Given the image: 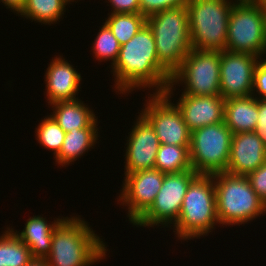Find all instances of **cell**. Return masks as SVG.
I'll use <instances>...</instances> for the list:
<instances>
[{
  "label": "cell",
  "instance_id": "obj_9",
  "mask_svg": "<svg viewBox=\"0 0 266 266\" xmlns=\"http://www.w3.org/2000/svg\"><path fill=\"white\" fill-rule=\"evenodd\" d=\"M226 51L266 53L262 7L255 1H236L232 7L227 32Z\"/></svg>",
  "mask_w": 266,
  "mask_h": 266
},
{
  "label": "cell",
  "instance_id": "obj_32",
  "mask_svg": "<svg viewBox=\"0 0 266 266\" xmlns=\"http://www.w3.org/2000/svg\"><path fill=\"white\" fill-rule=\"evenodd\" d=\"M254 132L266 146V100H258V120Z\"/></svg>",
  "mask_w": 266,
  "mask_h": 266
},
{
  "label": "cell",
  "instance_id": "obj_16",
  "mask_svg": "<svg viewBox=\"0 0 266 266\" xmlns=\"http://www.w3.org/2000/svg\"><path fill=\"white\" fill-rule=\"evenodd\" d=\"M265 162L266 146L254 131L233 134L227 173L247 176Z\"/></svg>",
  "mask_w": 266,
  "mask_h": 266
},
{
  "label": "cell",
  "instance_id": "obj_14",
  "mask_svg": "<svg viewBox=\"0 0 266 266\" xmlns=\"http://www.w3.org/2000/svg\"><path fill=\"white\" fill-rule=\"evenodd\" d=\"M133 124L125 144L124 173L153 169L161 145L154 128L141 114Z\"/></svg>",
  "mask_w": 266,
  "mask_h": 266
},
{
  "label": "cell",
  "instance_id": "obj_23",
  "mask_svg": "<svg viewBox=\"0 0 266 266\" xmlns=\"http://www.w3.org/2000/svg\"><path fill=\"white\" fill-rule=\"evenodd\" d=\"M0 236V266H27L30 249L7 226Z\"/></svg>",
  "mask_w": 266,
  "mask_h": 266
},
{
  "label": "cell",
  "instance_id": "obj_33",
  "mask_svg": "<svg viewBox=\"0 0 266 266\" xmlns=\"http://www.w3.org/2000/svg\"><path fill=\"white\" fill-rule=\"evenodd\" d=\"M6 6V9H10L12 12L19 14L25 6L26 0H0Z\"/></svg>",
  "mask_w": 266,
  "mask_h": 266
},
{
  "label": "cell",
  "instance_id": "obj_38",
  "mask_svg": "<svg viewBox=\"0 0 266 266\" xmlns=\"http://www.w3.org/2000/svg\"><path fill=\"white\" fill-rule=\"evenodd\" d=\"M235 1H237V0H235ZM238 1H255V0H238Z\"/></svg>",
  "mask_w": 266,
  "mask_h": 266
},
{
  "label": "cell",
  "instance_id": "obj_18",
  "mask_svg": "<svg viewBox=\"0 0 266 266\" xmlns=\"http://www.w3.org/2000/svg\"><path fill=\"white\" fill-rule=\"evenodd\" d=\"M64 218L59 216L47 223L46 218L41 215H33L27 219L21 232L8 228L30 249L33 258L45 259L51 250L53 230Z\"/></svg>",
  "mask_w": 266,
  "mask_h": 266
},
{
  "label": "cell",
  "instance_id": "obj_11",
  "mask_svg": "<svg viewBox=\"0 0 266 266\" xmlns=\"http://www.w3.org/2000/svg\"><path fill=\"white\" fill-rule=\"evenodd\" d=\"M199 174L194 170L164 174V181L151 207L133 224L137 227L170 228L179 217L190 183ZM160 224V225H159ZM164 225V226H163Z\"/></svg>",
  "mask_w": 266,
  "mask_h": 266
},
{
  "label": "cell",
  "instance_id": "obj_30",
  "mask_svg": "<svg viewBox=\"0 0 266 266\" xmlns=\"http://www.w3.org/2000/svg\"><path fill=\"white\" fill-rule=\"evenodd\" d=\"M108 3L112 7L109 13H140L139 0H108Z\"/></svg>",
  "mask_w": 266,
  "mask_h": 266
},
{
  "label": "cell",
  "instance_id": "obj_5",
  "mask_svg": "<svg viewBox=\"0 0 266 266\" xmlns=\"http://www.w3.org/2000/svg\"><path fill=\"white\" fill-rule=\"evenodd\" d=\"M159 62L172 74L192 49L186 6L162 10L146 17Z\"/></svg>",
  "mask_w": 266,
  "mask_h": 266
},
{
  "label": "cell",
  "instance_id": "obj_25",
  "mask_svg": "<svg viewBox=\"0 0 266 266\" xmlns=\"http://www.w3.org/2000/svg\"><path fill=\"white\" fill-rule=\"evenodd\" d=\"M105 23L119 44L123 45L146 24V17L140 13H109Z\"/></svg>",
  "mask_w": 266,
  "mask_h": 266
},
{
  "label": "cell",
  "instance_id": "obj_28",
  "mask_svg": "<svg viewBox=\"0 0 266 266\" xmlns=\"http://www.w3.org/2000/svg\"><path fill=\"white\" fill-rule=\"evenodd\" d=\"M190 0H139L140 14L151 16L162 10L186 6Z\"/></svg>",
  "mask_w": 266,
  "mask_h": 266
},
{
  "label": "cell",
  "instance_id": "obj_35",
  "mask_svg": "<svg viewBox=\"0 0 266 266\" xmlns=\"http://www.w3.org/2000/svg\"><path fill=\"white\" fill-rule=\"evenodd\" d=\"M27 266H48L46 259L33 258Z\"/></svg>",
  "mask_w": 266,
  "mask_h": 266
},
{
  "label": "cell",
  "instance_id": "obj_1",
  "mask_svg": "<svg viewBox=\"0 0 266 266\" xmlns=\"http://www.w3.org/2000/svg\"><path fill=\"white\" fill-rule=\"evenodd\" d=\"M111 69L114 90L122 95L143 88L155 89L152 93H163L172 76L158 60L155 39L147 24L121 45L118 59Z\"/></svg>",
  "mask_w": 266,
  "mask_h": 266
},
{
  "label": "cell",
  "instance_id": "obj_34",
  "mask_svg": "<svg viewBox=\"0 0 266 266\" xmlns=\"http://www.w3.org/2000/svg\"><path fill=\"white\" fill-rule=\"evenodd\" d=\"M266 53H262L261 55L258 56L257 58V66L266 73Z\"/></svg>",
  "mask_w": 266,
  "mask_h": 266
},
{
  "label": "cell",
  "instance_id": "obj_4",
  "mask_svg": "<svg viewBox=\"0 0 266 266\" xmlns=\"http://www.w3.org/2000/svg\"><path fill=\"white\" fill-rule=\"evenodd\" d=\"M216 224L219 220L213 175L199 174L188 187L178 220L171 225L173 232L180 241L200 239L208 236Z\"/></svg>",
  "mask_w": 266,
  "mask_h": 266
},
{
  "label": "cell",
  "instance_id": "obj_6",
  "mask_svg": "<svg viewBox=\"0 0 266 266\" xmlns=\"http://www.w3.org/2000/svg\"><path fill=\"white\" fill-rule=\"evenodd\" d=\"M235 0H190L187 5L192 49L224 51Z\"/></svg>",
  "mask_w": 266,
  "mask_h": 266
},
{
  "label": "cell",
  "instance_id": "obj_8",
  "mask_svg": "<svg viewBox=\"0 0 266 266\" xmlns=\"http://www.w3.org/2000/svg\"><path fill=\"white\" fill-rule=\"evenodd\" d=\"M178 84L183 85L182 94L220 95V51L191 49L172 73L169 86Z\"/></svg>",
  "mask_w": 266,
  "mask_h": 266
},
{
  "label": "cell",
  "instance_id": "obj_24",
  "mask_svg": "<svg viewBox=\"0 0 266 266\" xmlns=\"http://www.w3.org/2000/svg\"><path fill=\"white\" fill-rule=\"evenodd\" d=\"M189 147L161 144L154 168L165 174L193 170L190 164Z\"/></svg>",
  "mask_w": 266,
  "mask_h": 266
},
{
  "label": "cell",
  "instance_id": "obj_36",
  "mask_svg": "<svg viewBox=\"0 0 266 266\" xmlns=\"http://www.w3.org/2000/svg\"><path fill=\"white\" fill-rule=\"evenodd\" d=\"M263 20H264V32L266 36V7H262Z\"/></svg>",
  "mask_w": 266,
  "mask_h": 266
},
{
  "label": "cell",
  "instance_id": "obj_21",
  "mask_svg": "<svg viewBox=\"0 0 266 266\" xmlns=\"http://www.w3.org/2000/svg\"><path fill=\"white\" fill-rule=\"evenodd\" d=\"M98 131L99 128H74L66 133L62 148L59 154L54 157L57 165L66 167L73 164L74 161L81 158L86 152L88 153L89 150L94 148L99 139L100 134Z\"/></svg>",
  "mask_w": 266,
  "mask_h": 266
},
{
  "label": "cell",
  "instance_id": "obj_29",
  "mask_svg": "<svg viewBox=\"0 0 266 266\" xmlns=\"http://www.w3.org/2000/svg\"><path fill=\"white\" fill-rule=\"evenodd\" d=\"M251 184L252 189L266 204V162L257 170L246 176Z\"/></svg>",
  "mask_w": 266,
  "mask_h": 266
},
{
  "label": "cell",
  "instance_id": "obj_17",
  "mask_svg": "<svg viewBox=\"0 0 266 266\" xmlns=\"http://www.w3.org/2000/svg\"><path fill=\"white\" fill-rule=\"evenodd\" d=\"M62 55L54 56L45 73V93L48 105L76 100L81 88V74Z\"/></svg>",
  "mask_w": 266,
  "mask_h": 266
},
{
  "label": "cell",
  "instance_id": "obj_31",
  "mask_svg": "<svg viewBox=\"0 0 266 266\" xmlns=\"http://www.w3.org/2000/svg\"><path fill=\"white\" fill-rule=\"evenodd\" d=\"M252 95L258 100H266V73L258 66H256L254 70Z\"/></svg>",
  "mask_w": 266,
  "mask_h": 266
},
{
  "label": "cell",
  "instance_id": "obj_12",
  "mask_svg": "<svg viewBox=\"0 0 266 266\" xmlns=\"http://www.w3.org/2000/svg\"><path fill=\"white\" fill-rule=\"evenodd\" d=\"M164 174L155 168L124 173L117 201L127 207L129 223L133 225L151 207L162 187Z\"/></svg>",
  "mask_w": 266,
  "mask_h": 266
},
{
  "label": "cell",
  "instance_id": "obj_7",
  "mask_svg": "<svg viewBox=\"0 0 266 266\" xmlns=\"http://www.w3.org/2000/svg\"><path fill=\"white\" fill-rule=\"evenodd\" d=\"M232 136L224 121L191 132L189 157L192 169L205 175L226 172Z\"/></svg>",
  "mask_w": 266,
  "mask_h": 266
},
{
  "label": "cell",
  "instance_id": "obj_10",
  "mask_svg": "<svg viewBox=\"0 0 266 266\" xmlns=\"http://www.w3.org/2000/svg\"><path fill=\"white\" fill-rule=\"evenodd\" d=\"M174 86L163 93H150L140 114L154 128L160 144L190 146L191 132L173 104Z\"/></svg>",
  "mask_w": 266,
  "mask_h": 266
},
{
  "label": "cell",
  "instance_id": "obj_13",
  "mask_svg": "<svg viewBox=\"0 0 266 266\" xmlns=\"http://www.w3.org/2000/svg\"><path fill=\"white\" fill-rule=\"evenodd\" d=\"M258 56L220 51V95L225 100L253 93L254 70Z\"/></svg>",
  "mask_w": 266,
  "mask_h": 266
},
{
  "label": "cell",
  "instance_id": "obj_26",
  "mask_svg": "<svg viewBox=\"0 0 266 266\" xmlns=\"http://www.w3.org/2000/svg\"><path fill=\"white\" fill-rule=\"evenodd\" d=\"M35 137L40 146L51 150L56 157L63 145L66 132L58 125L51 116H45L35 128Z\"/></svg>",
  "mask_w": 266,
  "mask_h": 266
},
{
  "label": "cell",
  "instance_id": "obj_3",
  "mask_svg": "<svg viewBox=\"0 0 266 266\" xmlns=\"http://www.w3.org/2000/svg\"><path fill=\"white\" fill-rule=\"evenodd\" d=\"M219 225H242L266 214V204L246 176L227 172L213 174Z\"/></svg>",
  "mask_w": 266,
  "mask_h": 266
},
{
  "label": "cell",
  "instance_id": "obj_27",
  "mask_svg": "<svg viewBox=\"0 0 266 266\" xmlns=\"http://www.w3.org/2000/svg\"><path fill=\"white\" fill-rule=\"evenodd\" d=\"M100 28L92 44L93 57L99 62L111 60L110 66H113L118 59L121 45L105 22Z\"/></svg>",
  "mask_w": 266,
  "mask_h": 266
},
{
  "label": "cell",
  "instance_id": "obj_20",
  "mask_svg": "<svg viewBox=\"0 0 266 266\" xmlns=\"http://www.w3.org/2000/svg\"><path fill=\"white\" fill-rule=\"evenodd\" d=\"M257 120L258 99L253 95L225 100L224 122L233 134L255 131Z\"/></svg>",
  "mask_w": 266,
  "mask_h": 266
},
{
  "label": "cell",
  "instance_id": "obj_15",
  "mask_svg": "<svg viewBox=\"0 0 266 266\" xmlns=\"http://www.w3.org/2000/svg\"><path fill=\"white\" fill-rule=\"evenodd\" d=\"M173 103L184 119L190 132L201 127L224 121L225 99L217 96L181 94Z\"/></svg>",
  "mask_w": 266,
  "mask_h": 266
},
{
  "label": "cell",
  "instance_id": "obj_19",
  "mask_svg": "<svg viewBox=\"0 0 266 266\" xmlns=\"http://www.w3.org/2000/svg\"><path fill=\"white\" fill-rule=\"evenodd\" d=\"M81 99L58 101L50 104L51 116L66 132L82 128H98L100 123L93 109H90ZM94 112V113H93ZM53 113V114H52ZM97 117V118H96Z\"/></svg>",
  "mask_w": 266,
  "mask_h": 266
},
{
  "label": "cell",
  "instance_id": "obj_37",
  "mask_svg": "<svg viewBox=\"0 0 266 266\" xmlns=\"http://www.w3.org/2000/svg\"><path fill=\"white\" fill-rule=\"evenodd\" d=\"M261 7H266V0H255Z\"/></svg>",
  "mask_w": 266,
  "mask_h": 266
},
{
  "label": "cell",
  "instance_id": "obj_22",
  "mask_svg": "<svg viewBox=\"0 0 266 266\" xmlns=\"http://www.w3.org/2000/svg\"><path fill=\"white\" fill-rule=\"evenodd\" d=\"M74 0H26L24 8L18 14L44 25L60 22L67 10L66 6Z\"/></svg>",
  "mask_w": 266,
  "mask_h": 266
},
{
  "label": "cell",
  "instance_id": "obj_2",
  "mask_svg": "<svg viewBox=\"0 0 266 266\" xmlns=\"http://www.w3.org/2000/svg\"><path fill=\"white\" fill-rule=\"evenodd\" d=\"M90 227L79 215L65 217L53 230L48 266H91L103 260L107 245Z\"/></svg>",
  "mask_w": 266,
  "mask_h": 266
}]
</instances>
